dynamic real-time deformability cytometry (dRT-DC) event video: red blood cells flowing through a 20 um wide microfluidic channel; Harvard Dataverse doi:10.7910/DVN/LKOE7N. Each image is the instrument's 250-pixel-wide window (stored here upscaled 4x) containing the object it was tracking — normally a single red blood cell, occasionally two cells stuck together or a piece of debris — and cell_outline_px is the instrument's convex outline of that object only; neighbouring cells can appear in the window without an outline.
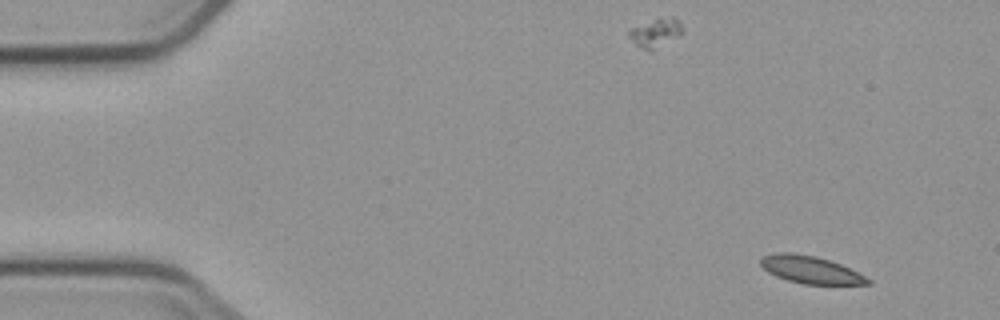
{"species": "common noctule bat (a hibernating species)", "species_latin": "Nyctalus noctula", "temperature_condition": "cold", "stored_images_in_passage": 5, "camera_frame_rate_fps": 3000, "um_per_image_px": 0.085, "animal": {"sex": "male", "body_mass_g": 23.1, "forearm_length_mm": 52.7}, "frame": {"image": 1, "passage_image": 1, "time_ms": 0.0, "image_size_px": [1000, 320], "cell_outline_px": [[872, 284], [804, 284], [788, 280], [776, 276], [768, 272], [760, 264], [760, 260], [764, 256], [776, 252], [792, 252], [816, 256], [840, 264], [872, 280]], "centroid_in_image_um": [68.88, 22.92], "position_along_channel_um": 16.1, "area_um2": 16.94}}
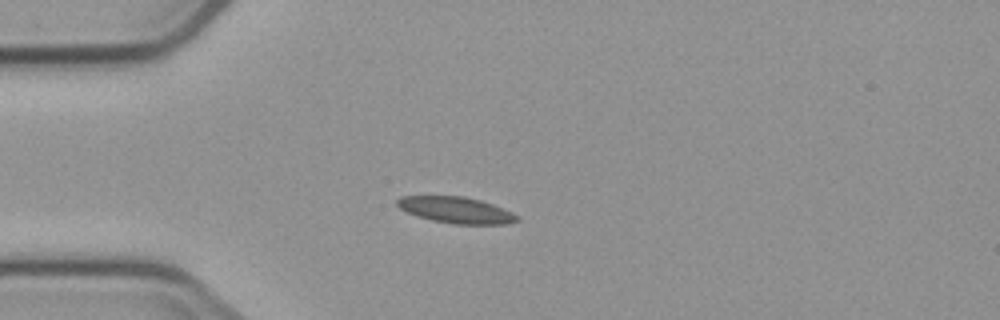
{"frame": {"image": 2, "passage_image": 4, "time_ms": 3.333, "image_size_px": [1000, 320], "cell_outline_px": [[520, 220], [508, 224], [452, 224], [432, 220], [416, 216], [400, 208], [396, 204], [396, 200], [400, 196], [464, 196], [480, 200], [492, 204], [512, 212], [520, 216]], "centroid_in_image_um": [38.78, 17.86], "position_along_channel_um": 46.2, "area_um2": 18.44}}
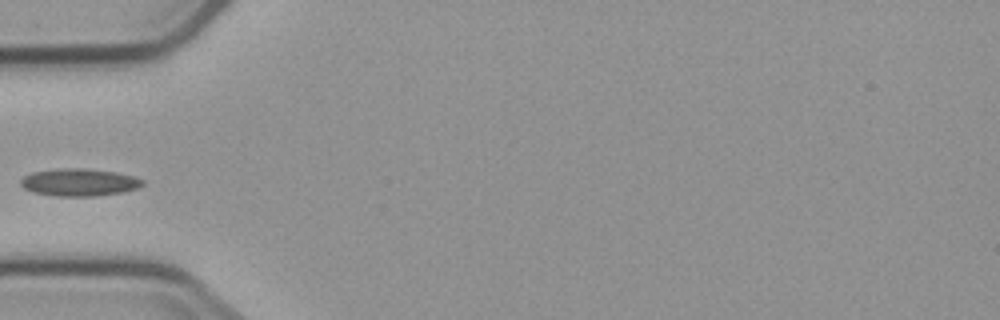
{"frame": {"image": 3, "passage_image": 5, "time_ms": 4.667, "image_size_px": [1000, 320], "cell_outline_px": [[144, 184], [136, 188], [124, 192], [96, 196], [56, 196], [32, 192], [24, 188], [20, 184], [20, 180], [24, 176], [32, 172], [60, 168], [84, 168], [116, 172], [136, 176], [144, 180]], "centroid_in_image_um": [6.74, 15.49], "position_along_channel_um": 78.3, "area_um2": 19.65}}